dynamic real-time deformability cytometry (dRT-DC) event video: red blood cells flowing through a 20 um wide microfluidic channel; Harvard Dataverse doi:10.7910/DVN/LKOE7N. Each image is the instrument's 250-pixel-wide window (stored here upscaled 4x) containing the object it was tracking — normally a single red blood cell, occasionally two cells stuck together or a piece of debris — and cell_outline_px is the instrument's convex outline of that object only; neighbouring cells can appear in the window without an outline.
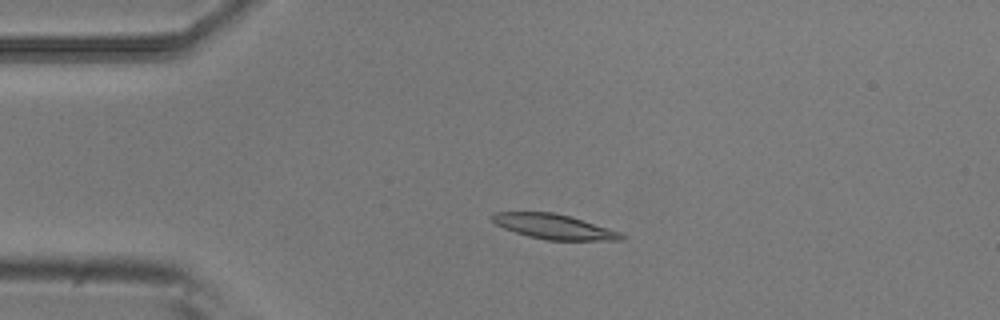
{"species": "common noctule bat (a hibernating species)", "species_latin": "Nyctalus noctula", "temperature_condition": "room temperature", "stored_images_in_passage": 5, "camera_frame_rate_fps": 3000, "um_per_image_px": 0.085, "animal": {"sex": "male", "body_mass_g": 20.5, "forearm_length_mm": 52.5}, "frame": {"image": 1, "passage_image": 4, "time_ms": 1.0, "image_size_px": [1000, 320], "cell_outline_px": [[628, 236], [624, 240], [548, 240], [528, 236], [504, 228], [496, 224], [492, 220], [492, 216], [496, 212], [552, 212], [568, 216], [608, 228], [620, 232]], "centroid_in_image_um": [47.12, 19.27], "position_along_channel_um": 37.9, "area_um2": 18.44}}